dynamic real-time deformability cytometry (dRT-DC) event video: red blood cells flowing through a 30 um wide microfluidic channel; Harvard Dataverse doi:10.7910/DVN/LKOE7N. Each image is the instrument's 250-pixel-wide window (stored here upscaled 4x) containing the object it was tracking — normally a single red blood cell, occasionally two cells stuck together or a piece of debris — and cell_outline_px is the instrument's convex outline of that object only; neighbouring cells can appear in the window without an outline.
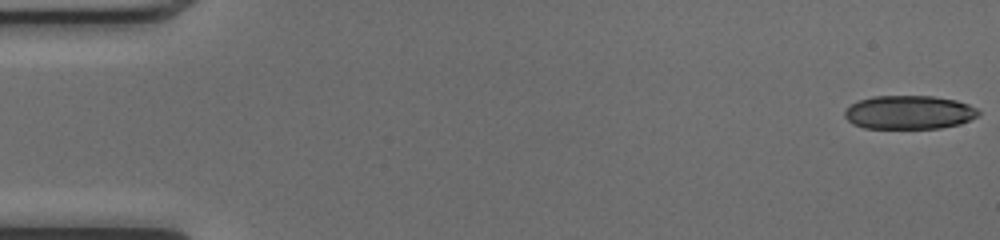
{"species": "common noctule bat (a hibernating species)", "species_latin": "Nyctalus noctula", "temperature_condition": "cold", "stored_images_in_passage": 23, "camera_frame_rate_fps": 3000, "um_per_image_px": 0.085, "animal": {"sex": "female", "body_mass_g": 17.0, "forearm_length_mm": 48.0}, "frame": {"image": 1, "passage_image": 1, "time_ms": 0.0, "image_size_px": [1000, 240], "cell_outline_px": [[980, 112], [976, 116], [960, 124], [940, 128], [864, 128], [852, 124], [844, 116], [844, 112], [852, 104], [860, 100], [872, 96], [932, 96], [956, 100], [968, 104], [976, 108]], "centroid_in_image_um": [77.26, 9.55], "position_along_channel_um": 7.7, "area_um2": 26.13}}
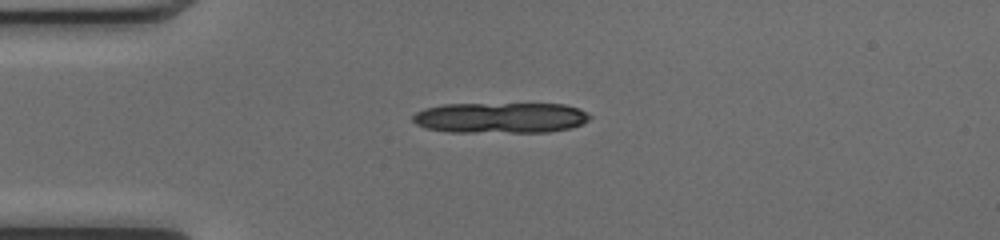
{"frame": {"image": 2, "passage_image": 13, "time_ms": 4.0, "image_size_px": [1000, 240], "cell_outline_px": [[592, 116], [588, 120], [580, 124], [568, 128], [548, 132], [448, 132], [428, 128], [416, 124], [412, 120], [412, 116], [416, 112], [424, 108], [444, 104], [564, 104], [580, 108]], "centroid_in_image_um": [42.53, 10.0], "position_along_channel_um": 42.5, "area_um2": 31.67}}